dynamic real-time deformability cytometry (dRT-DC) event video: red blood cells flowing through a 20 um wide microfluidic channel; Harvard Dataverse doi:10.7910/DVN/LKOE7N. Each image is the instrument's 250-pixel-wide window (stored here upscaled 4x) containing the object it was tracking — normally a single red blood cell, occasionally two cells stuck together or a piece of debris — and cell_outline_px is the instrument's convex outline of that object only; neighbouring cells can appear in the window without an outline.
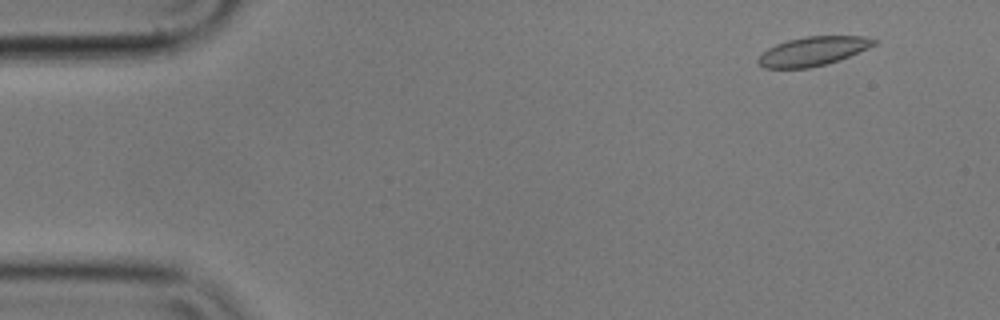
{"species": "common noctule bat (a hibernating species)", "species_latin": "Nyctalus noctula", "temperature_condition": "cold", "stored_images_in_passage": 56, "camera_frame_rate_fps": 3000, "um_per_image_px": 0.085, "animal": {"sex": "male", "body_mass_g": 17.9}, "frame": {"image": 1, "passage_image": 5, "time_ms": 1.333, "image_size_px": [1000, 320], "cell_outline_px": [[876, 44], [868, 48], [848, 56], [824, 64], [808, 68], [764, 68], [756, 60], [768, 48], [776, 44], [788, 40], [804, 36], [864, 36], [876, 40]], "centroid_in_image_um": [69.08, 4.34], "position_along_channel_um": 15.9, "area_um2": 19.25}}
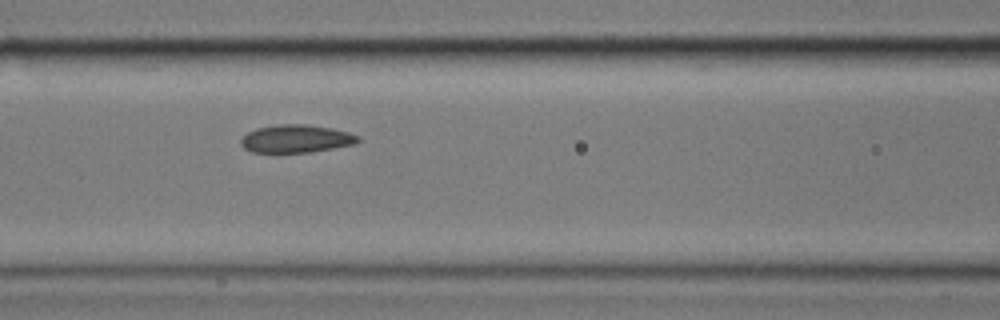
{"frame": {"image": 2, "passage_image": 24, "time_ms": 7.667, "image_size_px": [1000, 320], "cell_outline_px": [[360, 140], [356, 144], [308, 152], [252, 152], [244, 148], [240, 144], [240, 140], [248, 132], [256, 128], [276, 124], [304, 124], [332, 128], [348, 132], [360, 136]], "centroid_in_image_um": [25.17, 11.78], "position_along_channel_um": 141.4, "area_um2": 19.02}}
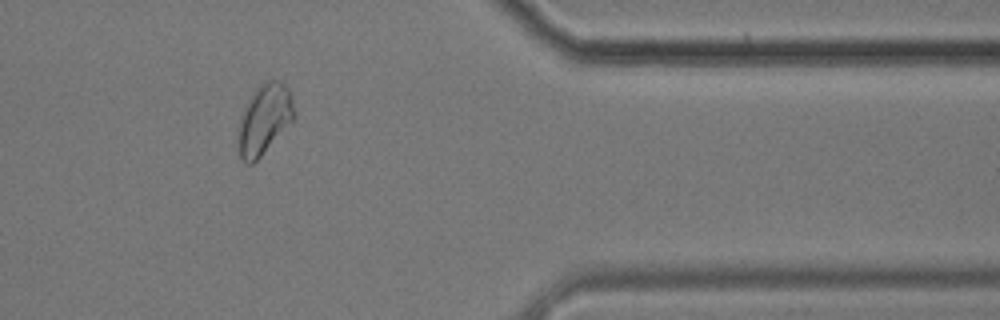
{"frame": {"image": 3, "passage_image": 47, "time_ms": 15.333, "image_size_px": [1000, 320], "cell_outline_px": [[296, 116], [260, 156], [252, 164], [248, 164], [240, 156], [240, 120], [244, 108], [248, 100], [256, 88], [264, 80], [280, 80], [288, 88], [292, 96], [296, 112]], "centroid_in_image_um": [22.52, 10.06], "position_along_channel_um": 388.9, "area_um2": 22.25}}